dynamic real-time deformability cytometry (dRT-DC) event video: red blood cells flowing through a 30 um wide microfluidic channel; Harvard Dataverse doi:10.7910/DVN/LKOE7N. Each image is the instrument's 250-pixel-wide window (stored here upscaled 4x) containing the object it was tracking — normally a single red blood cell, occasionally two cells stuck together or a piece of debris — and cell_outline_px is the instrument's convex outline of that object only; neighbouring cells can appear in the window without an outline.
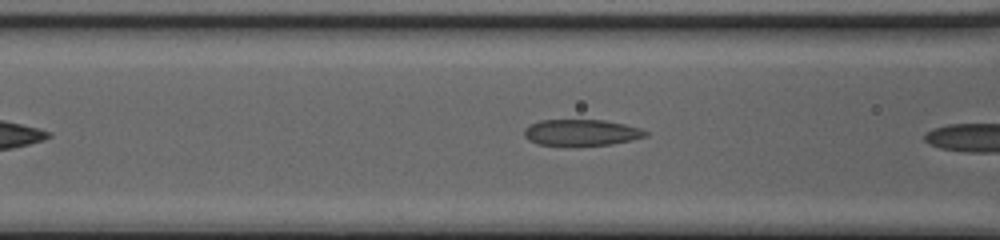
{"species": "common noctule bat (a hibernating species)", "species_latin": "Nyctalus noctula", "temperature_condition": "cold", "stored_images_in_passage": 6, "camera_frame_rate_fps": 3000, "um_per_image_px": 0.085, "animal": {"sex": "female", "body_mass_g": 20.0, "forearm_length_mm": 54.0}, "frame": {"image": 1, "passage_image": 4, "time_ms": 1.0, "image_size_px": [1000, 240], "cell_outline_px": [[648, 136], [632, 140], [612, 144], [536, 144], [528, 140], [524, 136], [524, 128], [528, 124], [540, 120], [604, 120], [624, 124], [640, 128], [648, 132]], "centroid_in_image_um": [49.4, 11.24], "position_along_channel_um": 117.2, "area_um2": 18.32}}